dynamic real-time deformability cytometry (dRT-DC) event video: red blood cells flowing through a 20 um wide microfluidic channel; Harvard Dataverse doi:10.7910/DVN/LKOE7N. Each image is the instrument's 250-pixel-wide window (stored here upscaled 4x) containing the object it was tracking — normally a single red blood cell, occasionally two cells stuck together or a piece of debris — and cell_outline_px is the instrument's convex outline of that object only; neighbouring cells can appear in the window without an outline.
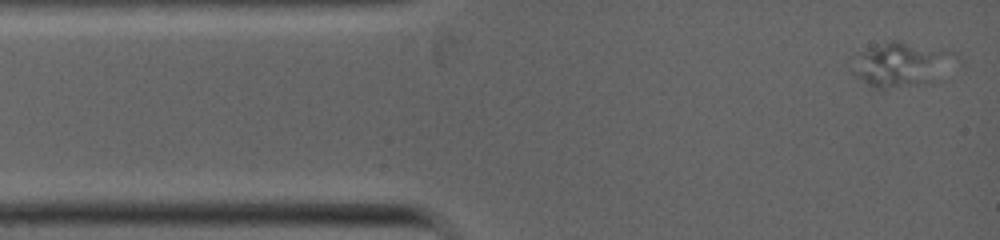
{"species": "common noctule bat (a hibernating species)", "species_latin": "Nyctalus noctula", "temperature_condition": "warm", "stored_images_in_passage": 41, "segment_of_instrument_passage": [1, 2], "camera_frame_rate_fps": 5000, "um_per_image_px": 0.085, "animal": {"sex": "female", "body_mass_g": 19.0, "forearm_length_mm": 53.3}, "frame": {"image": 1, "passage_image": 1, "time_ms": 0.0, "image_size_px": [1000, 240], "cell_outline_px": [[956, 56], [916, 84], [880, 92], [872, 88], [856, 76], [852, 72], [848, 56], [892, 40], [900, 40], [952, 52]], "centroid_in_image_um": [76.26, 5.46], "position_along_channel_um": 8.7, "area_um2": 25.37}}